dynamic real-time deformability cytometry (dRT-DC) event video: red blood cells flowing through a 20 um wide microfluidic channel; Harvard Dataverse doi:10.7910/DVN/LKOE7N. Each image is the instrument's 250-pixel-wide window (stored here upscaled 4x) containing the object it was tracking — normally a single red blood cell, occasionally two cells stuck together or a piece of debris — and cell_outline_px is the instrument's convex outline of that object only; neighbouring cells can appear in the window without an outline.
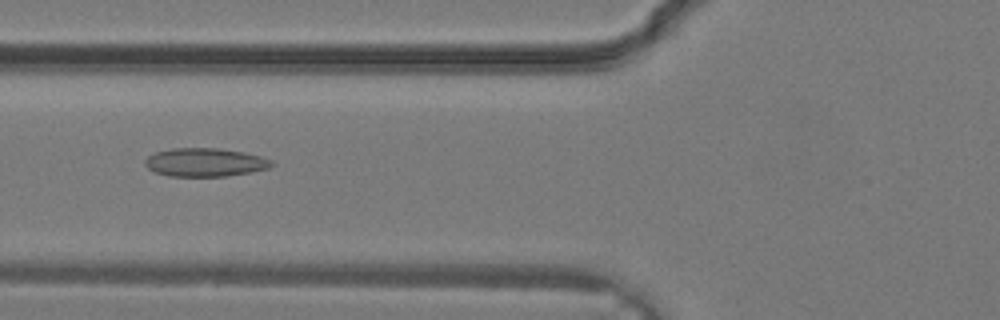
{"species": "common noctule bat (a hibernating species)", "species_latin": "Nyctalus noctula", "temperature_condition": "warm", "stored_images_in_passage": 28, "camera_frame_rate_fps": 3000, "um_per_image_px": 0.085, "animal": {"sex": "male", "body_mass_g": 19.2, "forearm_length_mm": 51.8}, "frame": {"image": 1, "passage_image": 9, "time_ms": 2.667, "image_size_px": [1000, 320], "cell_outline_px": [[276, 164], [268, 168], [248, 172], [224, 176], [168, 176], [156, 172], [148, 168], [144, 164], [144, 160], [148, 156], [156, 152], [172, 148], [216, 148], [244, 152], [260, 156], [272, 160]], "centroid_in_image_um": [17.42, 13.79], "position_along_channel_um": 108.4, "area_um2": 20.87}}
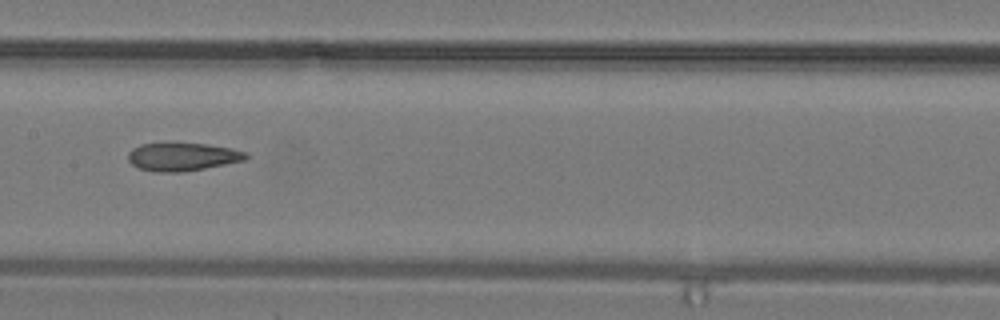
{"frame": {"image": 2, "passage_image": 13, "time_ms": 4.0, "image_size_px": [1000, 320], "cell_outline_px": [[248, 156], [244, 160], [204, 168], [180, 172], [152, 172], [136, 168], [128, 160], [128, 152], [132, 148], [140, 144], [208, 144], [232, 148], [248, 152]], "centroid_in_image_um": [15.48, 13.33], "position_along_channel_um": 191.9, "area_um2": 19.19}}
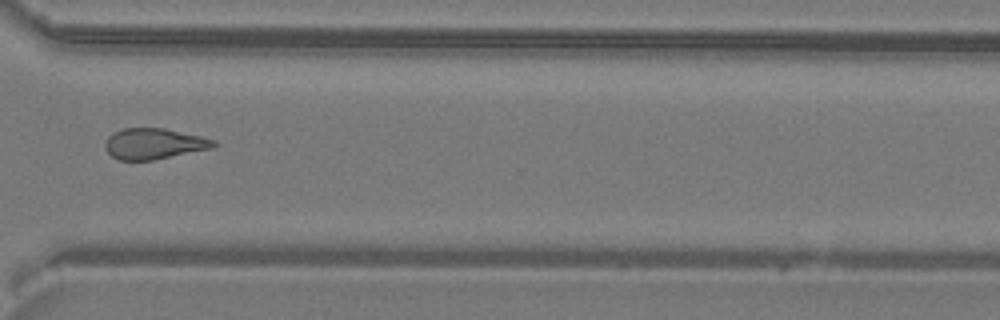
{"frame": {"image": 3, "passage_image": 21, "time_ms": 6.667, "image_size_px": [1000, 320], "cell_outline_px": [[220, 144], [212, 148], [152, 160], [120, 160], [112, 156], [104, 148], [104, 144], [108, 136], [112, 132], [124, 128], [164, 128], [200, 136], [216, 140]], "centroid_in_image_um": [13.08, 12.21], "position_along_channel_um": 357.5, "area_um2": 19.54}}